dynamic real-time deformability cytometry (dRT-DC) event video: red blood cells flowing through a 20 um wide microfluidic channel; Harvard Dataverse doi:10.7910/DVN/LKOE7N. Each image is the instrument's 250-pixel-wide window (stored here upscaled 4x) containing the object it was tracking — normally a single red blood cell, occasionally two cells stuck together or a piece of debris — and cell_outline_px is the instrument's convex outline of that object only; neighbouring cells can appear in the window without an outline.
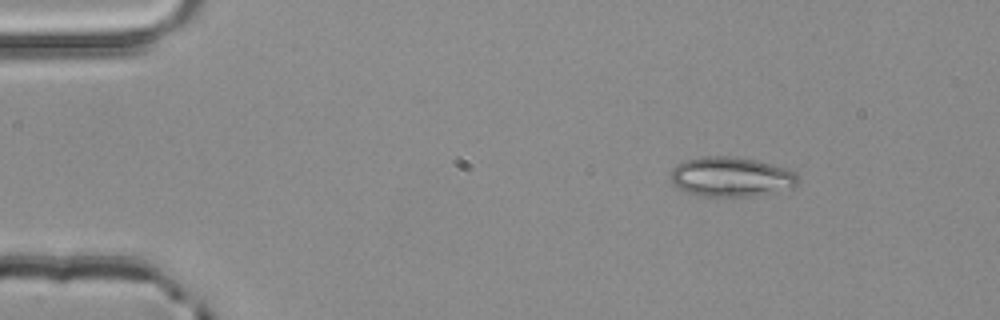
{"species": "common noctule bat (a hibernating species)", "species_latin": "Nyctalus noctula", "temperature_condition": "room temperature", "stored_images_in_passage": 3, "camera_frame_rate_fps": 3000, "um_per_image_px": 0.085, "animal": {"sex": "male", "body_mass_g": 20.4}, "frame": {"image": 1, "passage_image": 1, "time_ms": 0.0, "image_size_px": [1000, 320], "cell_outline_px": [[800, 180], [792, 188], [752, 196], [700, 196], [688, 192], [680, 188], [672, 180], [672, 168], [676, 164], [684, 160], [700, 156], [732, 156], [756, 160], [788, 168], [796, 172], [800, 176]], "centroid_in_image_um": [62.19, 15.01], "position_along_channel_um": 22.8, "area_um2": 29.54}}